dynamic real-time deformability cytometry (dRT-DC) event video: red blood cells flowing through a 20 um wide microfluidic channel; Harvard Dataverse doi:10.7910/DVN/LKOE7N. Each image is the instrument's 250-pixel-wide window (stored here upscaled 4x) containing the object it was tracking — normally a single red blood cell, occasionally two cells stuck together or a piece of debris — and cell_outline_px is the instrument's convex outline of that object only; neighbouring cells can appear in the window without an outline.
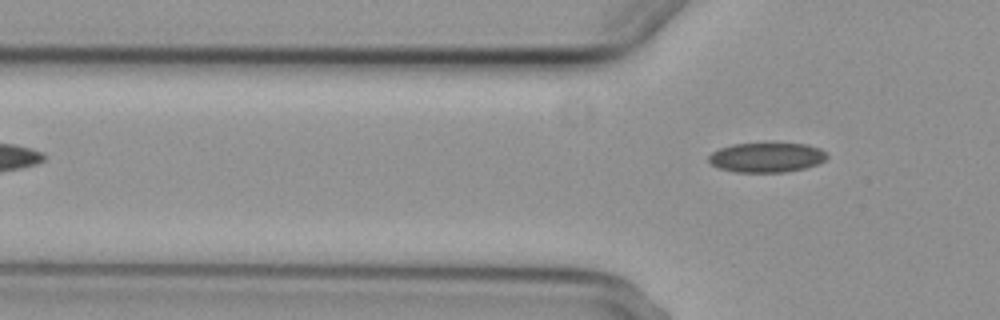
{"species": "common noctule bat (a hibernating species)", "species_latin": "Nyctalus noctula", "temperature_condition": "cold", "stored_images_in_passage": 4, "camera_frame_rate_fps": 3000, "um_per_image_px": 0.085, "animal": {"sex": "female", "body_mass_g": 29.2, "forearm_length_mm": 56.3}, "frame": {"image": 1, "passage_image": 4, "time_ms": 5.0, "image_size_px": [1000, 320], "cell_outline_px": [[828, 156], [824, 160], [816, 164], [804, 168], [784, 172], [736, 172], [720, 168], [712, 164], [708, 160], [708, 156], [712, 152], [720, 148], [732, 144], [808, 144], [820, 148]], "centroid_in_image_um": [65.15, 13.38], "position_along_channel_um": 60.7, "area_um2": 20.17}}